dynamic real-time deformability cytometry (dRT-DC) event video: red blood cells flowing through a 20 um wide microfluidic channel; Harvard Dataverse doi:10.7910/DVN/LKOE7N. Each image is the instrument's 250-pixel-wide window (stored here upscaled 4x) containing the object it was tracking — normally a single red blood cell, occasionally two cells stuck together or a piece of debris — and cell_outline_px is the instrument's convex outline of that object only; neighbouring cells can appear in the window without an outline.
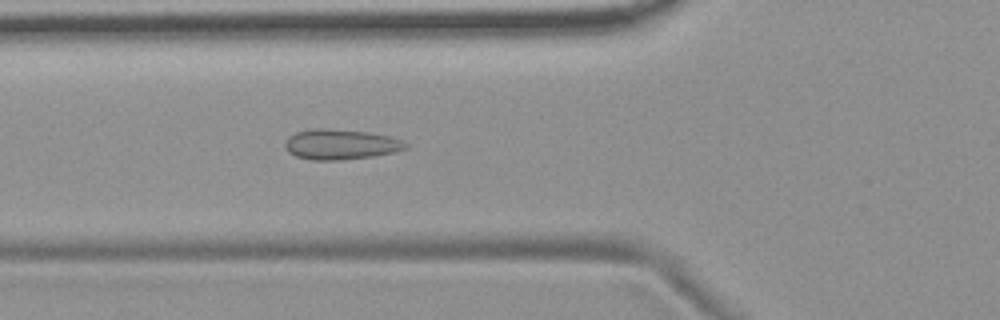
{"species": "common noctule bat (a hibernating species)", "species_latin": "Nyctalus noctula", "temperature_condition": "room temperature", "stored_images_in_passage": 53, "camera_frame_rate_fps": 3000, "um_per_image_px": 0.085, "animal": {"sex": "female", "body_mass_g": 19.9}, "frame": {"image": 1, "passage_image": 19, "time_ms": 6.0, "image_size_px": [1000, 320], "cell_outline_px": [[408, 148], [392, 152], [372, 156], [340, 160], [312, 160], [296, 156], [288, 152], [284, 148], [284, 140], [288, 136], [296, 132], [312, 128], [328, 128], [368, 132], [388, 136], [400, 140], [408, 144]], "centroid_in_image_um": [28.88, 12.26], "position_along_channel_um": 96.9, "area_um2": 21.33}}
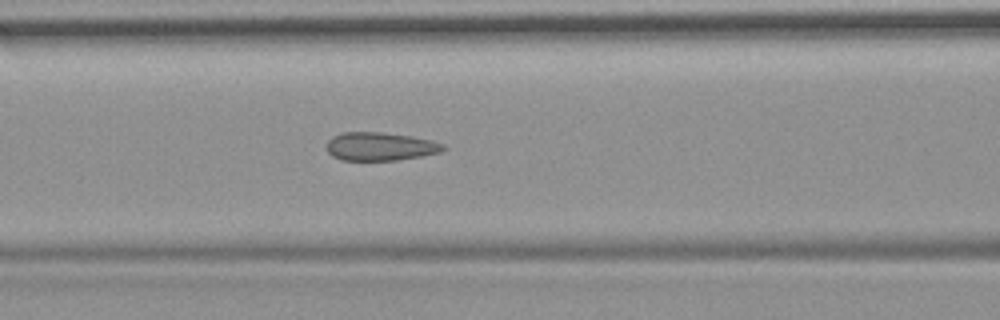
{"frame": {"image": 2, "passage_image": 22, "time_ms": 7.0, "image_size_px": [1000, 320], "cell_outline_px": [[448, 148], [440, 152], [420, 156], [396, 160], [340, 160], [332, 156], [328, 152], [328, 140], [332, 136], [344, 132], [380, 132], [412, 136], [432, 140], [444, 144]], "centroid_in_image_um": [32.33, 12.44], "position_along_channel_um": 134.3, "area_um2": 19.25}}
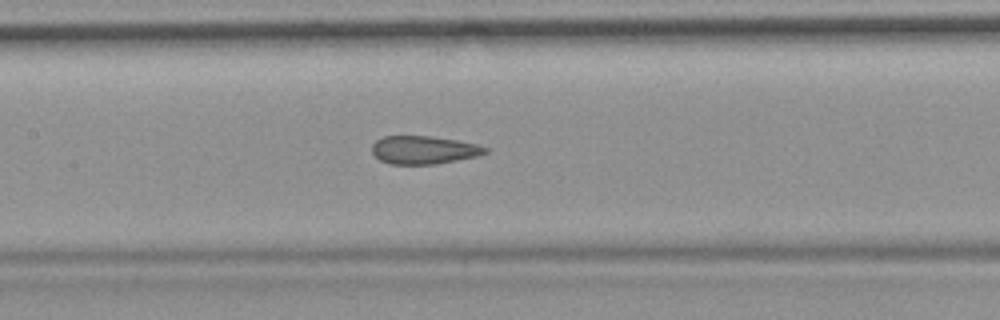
{"frame": {"image": 3, "passage_image": 25, "time_ms": 8.0, "image_size_px": [1000, 320], "cell_outline_px": [[488, 152], [476, 156], [436, 164], [388, 164], [380, 160], [372, 152], [372, 144], [376, 140], [384, 136], [428, 136], [456, 140], [480, 144], [488, 148]], "centroid_in_image_um": [36.02, 12.74], "position_along_channel_um": 171.4, "area_um2": 18.55}, "authors_computed_cell_mechanics": {"area_um2": 19.8254, "velocity_mm_per_s": 3.7218, "shape_relaxation_time_tau1_ms": null, "shape_relaxation_time_tau2_ms": 1.6157, "deformation_change_tau1": null, "deformation_change_tau2": 0.0921}}